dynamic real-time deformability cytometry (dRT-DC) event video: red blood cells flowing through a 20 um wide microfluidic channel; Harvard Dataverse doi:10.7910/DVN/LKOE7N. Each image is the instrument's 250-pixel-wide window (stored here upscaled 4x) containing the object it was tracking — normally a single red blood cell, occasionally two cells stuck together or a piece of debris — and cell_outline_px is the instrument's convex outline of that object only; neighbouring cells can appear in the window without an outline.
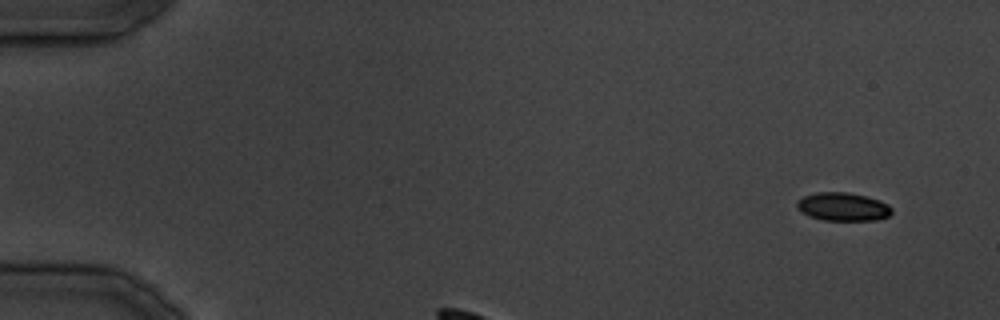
{"species": "common noctule bat (a hibernating species)", "species_latin": "Nyctalus noctula", "temperature_condition": "cold", "stored_images_in_passage": 25, "camera_frame_rate_fps": 3000, "um_per_image_px": 0.085, "animal": {"sex": "male", "body_mass_g": 19.5, "forearm_length_mm": 54.6}, "frame": {"image": 1, "passage_image": 2, "time_ms": 1.0, "image_size_px": [1000, 320], "cell_outline_px": [[892, 212], [888, 216], [876, 220], [824, 220], [808, 216], [796, 208], [796, 200], [804, 196], [816, 192], [848, 192], [868, 196], [880, 200], [888, 204], [892, 208]], "centroid_in_image_um": [71.64, 17.56], "position_along_channel_um": 13.4, "area_um2": 15.84}}
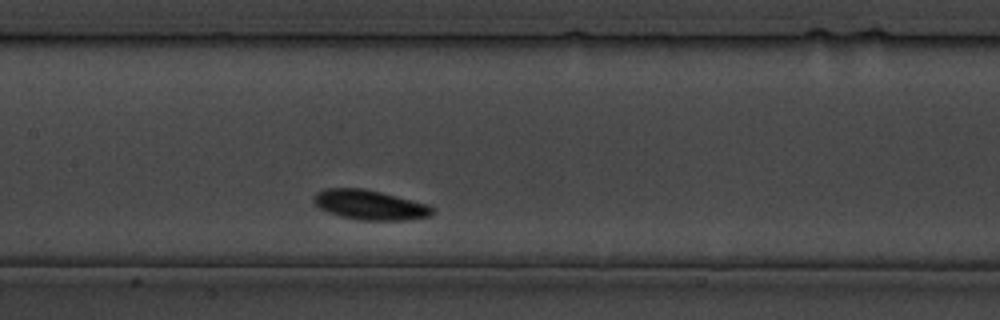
{"frame": {"image": 2, "passage_image": 12, "time_ms": 13.333, "image_size_px": [1000, 320], "cell_outline_px": [[436, 212], [432, 216], [408, 220], [356, 220], [340, 216], [328, 212], [320, 208], [312, 200], [312, 196], [316, 192], [324, 188], [364, 188], [428, 204], [436, 208]], "centroid_in_image_um": [31.46, 17.42], "position_along_channel_um": 175.9, "area_um2": 20.87}}
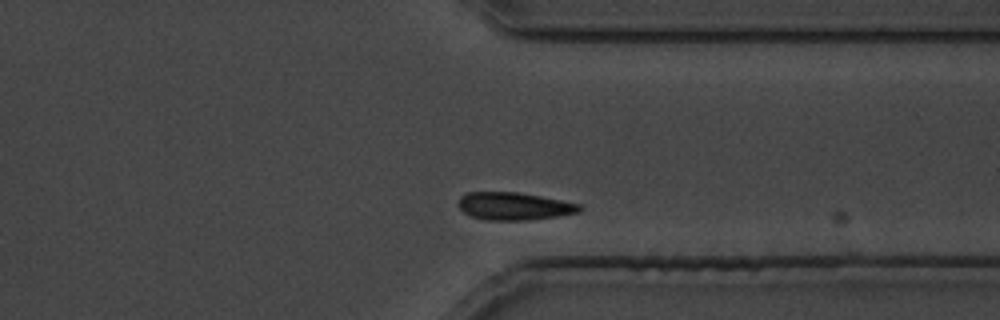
{"frame": {"image": 3, "passage_image": 23, "time_ms": 27.0, "image_size_px": [1000, 320], "cell_outline_px": [[584, 208], [580, 212], [556, 216], [528, 220], [484, 220], [472, 216], [464, 212], [456, 204], [460, 196], [468, 192], [520, 192], [580, 204]], "centroid_in_image_um": [43.68, 17.52], "position_along_channel_um": 367.7, "area_um2": 19.59}}